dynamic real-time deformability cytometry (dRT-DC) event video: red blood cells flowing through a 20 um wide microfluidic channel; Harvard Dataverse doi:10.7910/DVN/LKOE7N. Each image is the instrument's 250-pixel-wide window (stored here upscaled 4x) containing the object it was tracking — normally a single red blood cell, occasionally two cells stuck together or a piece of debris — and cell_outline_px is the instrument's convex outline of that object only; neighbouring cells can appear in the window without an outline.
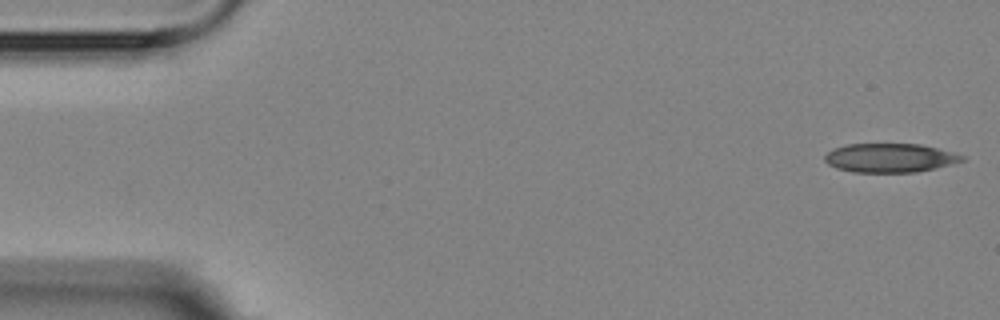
{"species": "Egyptian fruit bat (a non-hibernating species)", "species_latin": "Rousettus aegyptiacus", "temperature_condition": "room temperature", "stored_images_in_passage": 6, "camera_frame_rate_fps": 3000, "um_per_image_px": 0.085, "animal": {"sex": "female"}, "frame": {"image": 1, "passage_image": 1, "time_ms": 0.0, "image_size_px": [1000, 320], "cell_outline_px": [[964, 160], [936, 168], [916, 172], [852, 172], [836, 168], [828, 164], [824, 160], [824, 156], [832, 148], [848, 144], [920, 144], [952, 152], [964, 156]], "centroid_in_image_um": [75.6, 13.42], "position_along_channel_um": 9.4, "area_um2": 23.06}}
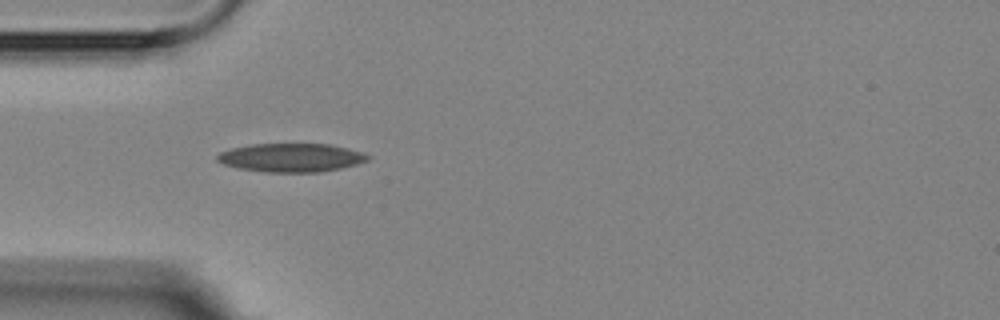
{"frame": {"image": 2, "passage_image": 5, "time_ms": 4.667, "image_size_px": [1000, 320], "cell_outline_px": [[372, 156], [368, 160], [356, 164], [340, 168], [320, 172], [264, 172], [236, 168], [224, 164], [216, 160], [216, 156], [220, 152], [232, 148], [252, 144], [332, 144], [364, 152]], "centroid_in_image_um": [24.76, 13.4], "position_along_channel_um": 60.2, "area_um2": 25.2}}
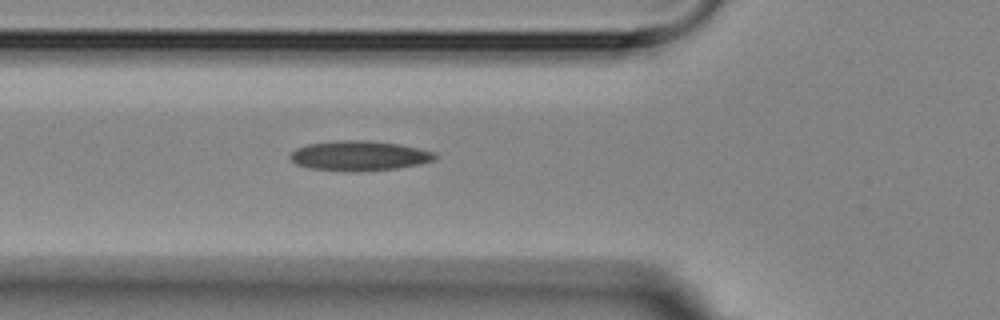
{"frame": {"image": 3, "passage_image": 6, "time_ms": 5.667, "image_size_px": [1000, 320], "cell_outline_px": [[440, 156], [436, 160], [420, 164], [396, 168], [352, 172], [308, 168], [296, 164], [288, 156], [296, 148], [308, 144], [340, 140], [368, 140], [400, 144], [436, 152]], "centroid_in_image_um": [30.57, 13.24], "position_along_channel_um": 95.2, "area_um2": 25.43}}